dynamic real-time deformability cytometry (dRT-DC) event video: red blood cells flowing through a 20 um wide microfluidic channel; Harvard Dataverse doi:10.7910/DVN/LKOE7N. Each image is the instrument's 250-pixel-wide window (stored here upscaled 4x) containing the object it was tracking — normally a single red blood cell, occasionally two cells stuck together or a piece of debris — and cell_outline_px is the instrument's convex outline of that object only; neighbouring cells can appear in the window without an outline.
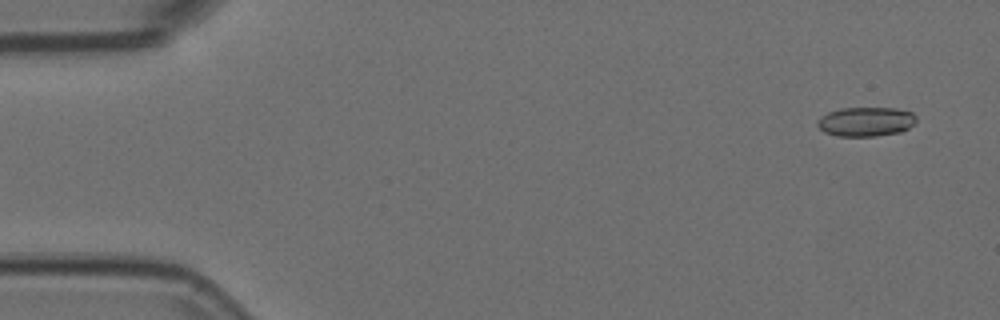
{"species": "Egyptian fruit bat (a non-hibernating species)", "species_latin": "Rousettus aegyptiacus", "temperature_condition": "room temperature", "stored_images_in_passage": 3, "camera_frame_rate_fps": 3000, "um_per_image_px": 0.085, "animal": {"sex": "female"}, "frame": {"image": 1, "passage_image": 1, "time_ms": 0.0, "image_size_px": [1000, 320], "cell_outline_px": [[916, 120], [908, 128], [900, 132], [876, 136], [836, 136], [824, 132], [816, 124], [820, 116], [828, 112], [840, 108], [896, 108], [912, 112], [916, 116]], "centroid_in_image_um": [73.58, 10.34], "position_along_channel_um": 11.4, "area_um2": 16.94}}